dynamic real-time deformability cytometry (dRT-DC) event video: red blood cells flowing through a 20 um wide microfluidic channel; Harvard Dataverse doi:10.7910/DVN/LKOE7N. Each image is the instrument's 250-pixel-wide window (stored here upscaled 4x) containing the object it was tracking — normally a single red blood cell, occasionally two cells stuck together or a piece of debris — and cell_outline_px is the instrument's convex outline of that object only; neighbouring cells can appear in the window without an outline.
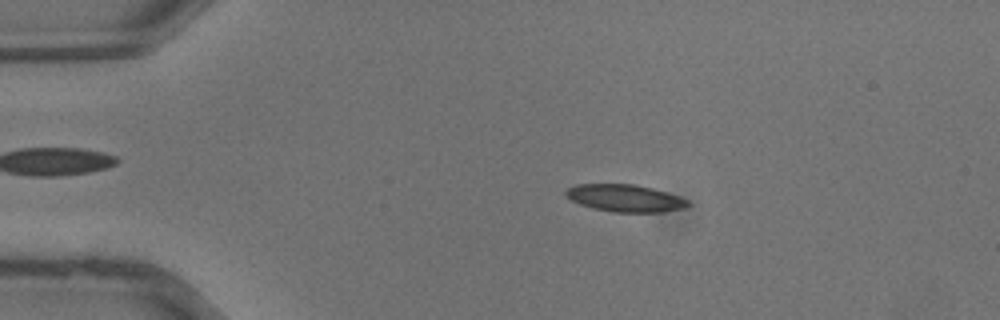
{"species": "common noctule bat (a hibernating species)", "species_latin": "Nyctalus noctula", "temperature_condition": "warm", "stored_images_in_passage": 36, "camera_frame_rate_fps": 3000, "um_per_image_px": 0.085, "animal": {"sex": "male", "body_mass_g": 13.3}, "frame": {"image": 1, "passage_image": 7, "time_ms": 2.0, "image_size_px": [1000, 320], "cell_outline_px": [[692, 204], [684, 208], [664, 212], [616, 212], [592, 208], [580, 204], [564, 196], [564, 192], [568, 188], [576, 184], [636, 184], [652, 188], [688, 200]], "centroid_in_image_um": [53.11, 16.84], "position_along_channel_um": 31.9, "area_um2": 19.36}}
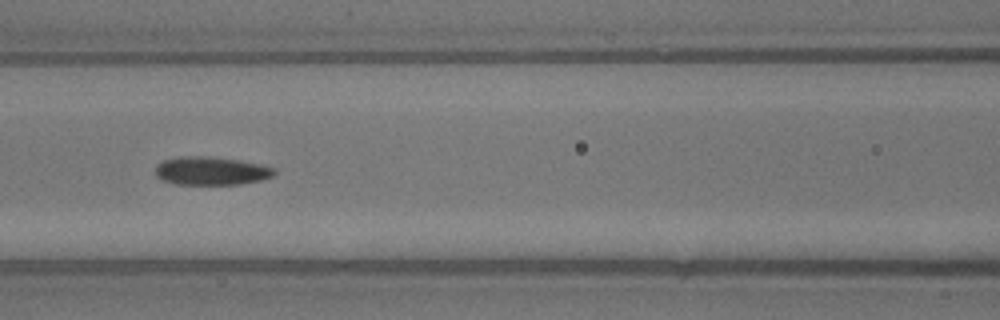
{"frame": {"image": 2, "passage_image": 16, "time_ms": 5.0, "image_size_px": [1000, 320], "cell_outline_px": [[276, 172], [272, 176], [260, 180], [240, 184], [172, 184], [160, 180], [156, 176], [156, 164], [164, 160], [180, 156], [208, 156], [240, 160], [260, 164], [276, 168]], "centroid_in_image_um": [17.92, 14.52], "position_along_channel_um": 148.7, "area_um2": 19.77}}
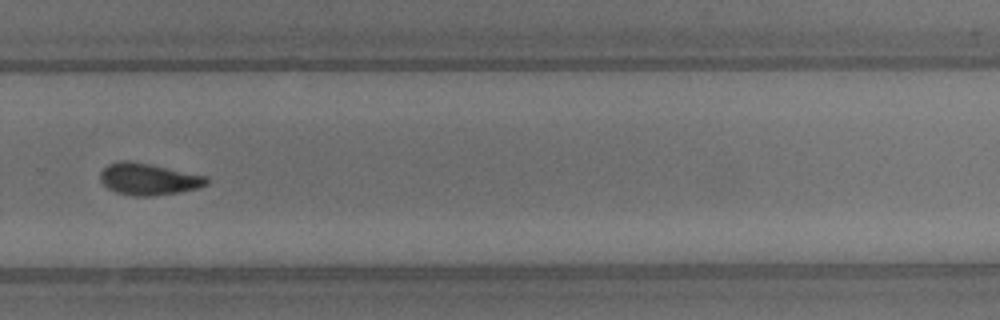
{"frame": {"image": 3, "passage_image": 25, "time_ms": 8.0, "image_size_px": [1000, 320], "cell_outline_px": [[208, 184], [196, 188], [176, 192], [152, 196], [136, 196], [116, 192], [108, 188], [100, 180], [100, 172], [108, 164], [120, 160], [132, 160], [152, 164], [208, 176]], "centroid_in_image_um": [12.61, 15.2], "position_along_channel_um": 317.2, "area_um2": 19.71}}